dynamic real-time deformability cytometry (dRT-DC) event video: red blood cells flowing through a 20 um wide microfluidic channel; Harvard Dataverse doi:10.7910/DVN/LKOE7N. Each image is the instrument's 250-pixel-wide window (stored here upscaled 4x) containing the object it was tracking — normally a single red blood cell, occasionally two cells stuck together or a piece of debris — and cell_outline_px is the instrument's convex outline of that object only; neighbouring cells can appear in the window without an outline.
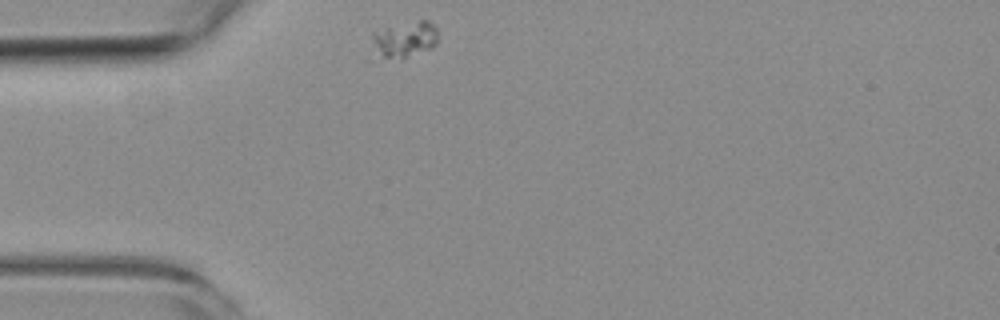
{"species": "common noctule bat (a hibernating species)", "species_latin": "Nyctalus noctula", "temperature_condition": "room temperature", "stored_images_in_passage": 3, "camera_frame_rate_fps": 3000, "um_per_image_px": 0.085, "animal": {"sex": "female", "body_mass_g": 19.3, "forearm_length_mm": 54.1}, "frame": {"image": 1, "passage_image": 1, "time_ms": 0.0, "image_size_px": [1000, 320], "cell_outline_px": [[436, 44], [432, 48], [404, 56], [384, 56], [372, 40], [372, 32], [420, 20], [428, 20], [436, 28]], "centroid_in_image_um": [34.49, 3.28], "position_along_channel_um": 50.5, "area_um2": 12.54}}
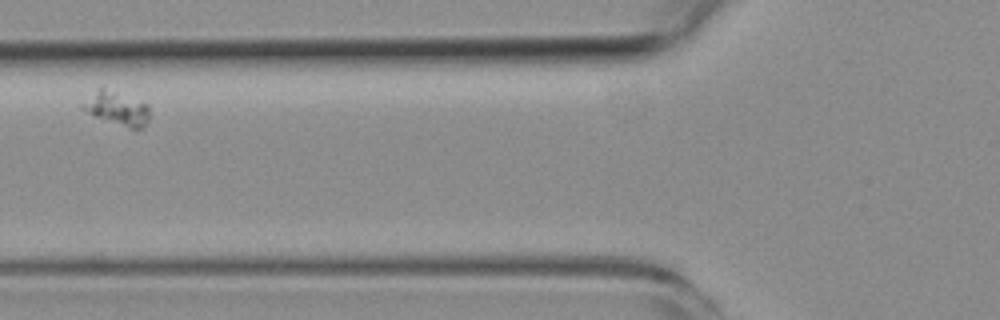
{"frame": {"image": 2, "passage_image": 3, "time_ms": 2.333, "image_size_px": [1000, 320], "cell_outline_px": [[148, 120], [144, 128], [128, 128], [96, 116], [80, 108], [80, 104], [100, 84], [148, 104]], "centroid_in_image_um": [9.9, 9.15], "position_along_channel_um": 115.9, "area_um2": 13.35}}